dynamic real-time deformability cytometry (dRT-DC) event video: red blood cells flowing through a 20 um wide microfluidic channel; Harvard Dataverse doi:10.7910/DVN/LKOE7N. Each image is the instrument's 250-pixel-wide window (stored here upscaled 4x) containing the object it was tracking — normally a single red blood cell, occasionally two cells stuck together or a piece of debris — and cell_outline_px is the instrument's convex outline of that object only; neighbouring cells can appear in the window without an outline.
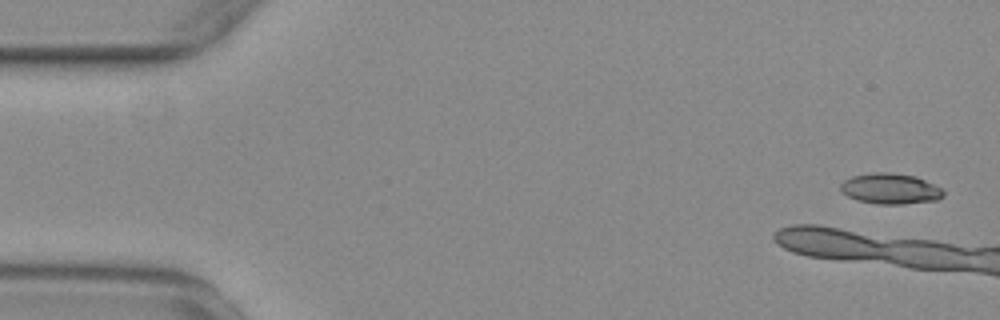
{"species": "common noctule bat (a hibernating species)", "species_latin": "Nyctalus noctula", "temperature_condition": "warm", "stored_images_in_passage": 7, "camera_frame_rate_fps": 3000, "um_per_image_px": 0.085, "animal": {"sex": "female", "body_mass_g": 29.2, "forearm_length_mm": 56.3}, "frame": {"image": 1, "passage_image": 2, "time_ms": 0.333, "image_size_px": [1000, 320], "cell_outline_px": [[944, 196], [936, 200], [904, 204], [876, 204], [856, 200], [840, 192], [840, 184], [844, 180], [852, 176], [872, 172], [888, 172], [916, 176], [940, 188], [944, 192]], "centroid_in_image_um": [75.63, 16.04], "position_along_channel_um": 9.4, "area_um2": 18.44}}